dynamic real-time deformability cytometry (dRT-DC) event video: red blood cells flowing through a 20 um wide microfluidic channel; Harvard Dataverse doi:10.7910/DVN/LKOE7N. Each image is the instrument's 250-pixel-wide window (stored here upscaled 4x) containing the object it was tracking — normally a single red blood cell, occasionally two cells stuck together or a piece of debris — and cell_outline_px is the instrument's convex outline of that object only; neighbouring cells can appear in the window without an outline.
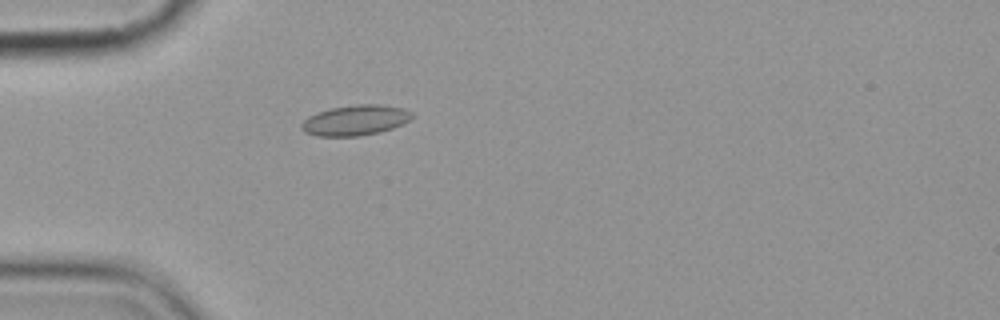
{"species": "common noctule bat (a hibernating species)", "species_latin": "Nyctalus noctula", "temperature_condition": "cold", "stored_images_in_passage": 1, "camera_frame_rate_fps": 3000, "um_per_image_px": 0.085, "animal": {"sex": "female", "body_mass_g": 19.9}, "frame": {"image": 1, "passage_image": 1, "time_ms": 0.0, "image_size_px": [1000, 320], "cell_outline_px": [[412, 116], [404, 124], [380, 132], [360, 136], [316, 136], [304, 132], [300, 128], [300, 124], [308, 116], [316, 112], [332, 108], [356, 104], [380, 104], [404, 108], [412, 112]], "centroid_in_image_um": [30.18, 10.22], "position_along_channel_um": 54.8, "area_um2": 19.71}}